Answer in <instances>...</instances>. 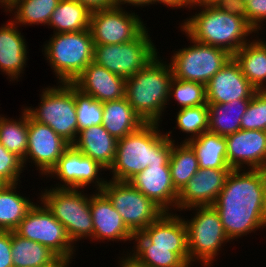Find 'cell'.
<instances>
[{"label":"cell","instance_id":"1","mask_svg":"<svg viewBox=\"0 0 266 267\" xmlns=\"http://www.w3.org/2000/svg\"><path fill=\"white\" fill-rule=\"evenodd\" d=\"M212 206L231 241L265 228L266 170L232 169Z\"/></svg>","mask_w":266,"mask_h":267},{"label":"cell","instance_id":"2","mask_svg":"<svg viewBox=\"0 0 266 267\" xmlns=\"http://www.w3.org/2000/svg\"><path fill=\"white\" fill-rule=\"evenodd\" d=\"M196 6L201 11L187 17L180 26L181 31L197 42L225 49L234 55L250 41L248 37L256 33L241 9L235 6H203L193 2L190 8L196 9Z\"/></svg>","mask_w":266,"mask_h":267},{"label":"cell","instance_id":"3","mask_svg":"<svg viewBox=\"0 0 266 267\" xmlns=\"http://www.w3.org/2000/svg\"><path fill=\"white\" fill-rule=\"evenodd\" d=\"M159 123H145L117 142L116 157L110 167L114 181L128 182L148 165H169L175 140L160 131Z\"/></svg>","mask_w":266,"mask_h":267},{"label":"cell","instance_id":"4","mask_svg":"<svg viewBox=\"0 0 266 267\" xmlns=\"http://www.w3.org/2000/svg\"><path fill=\"white\" fill-rule=\"evenodd\" d=\"M172 79L170 63L162 61L158 54L143 69L126 78L125 97L145 123L162 121Z\"/></svg>","mask_w":266,"mask_h":267},{"label":"cell","instance_id":"5","mask_svg":"<svg viewBox=\"0 0 266 267\" xmlns=\"http://www.w3.org/2000/svg\"><path fill=\"white\" fill-rule=\"evenodd\" d=\"M43 46L42 52L58 83H72L93 61L94 42L89 29L54 33Z\"/></svg>","mask_w":266,"mask_h":267},{"label":"cell","instance_id":"6","mask_svg":"<svg viewBox=\"0 0 266 267\" xmlns=\"http://www.w3.org/2000/svg\"><path fill=\"white\" fill-rule=\"evenodd\" d=\"M40 193V201L65 227L73 245L83 238L93 236V219L89 206V195L84 189L52 188ZM83 192V193H82ZM42 194V195H41Z\"/></svg>","mask_w":266,"mask_h":267},{"label":"cell","instance_id":"7","mask_svg":"<svg viewBox=\"0 0 266 267\" xmlns=\"http://www.w3.org/2000/svg\"><path fill=\"white\" fill-rule=\"evenodd\" d=\"M57 85L43 89L40 94L41 101L36 109L31 108L32 106L25 109L34 121L50 126L72 145L78 135L74 86L71 83Z\"/></svg>","mask_w":266,"mask_h":267},{"label":"cell","instance_id":"8","mask_svg":"<svg viewBox=\"0 0 266 267\" xmlns=\"http://www.w3.org/2000/svg\"><path fill=\"white\" fill-rule=\"evenodd\" d=\"M193 218L184 219L187 229V245L189 259L192 263L199 262L202 267H210L215 261L223 244L230 242L218 212L213 206L193 207Z\"/></svg>","mask_w":266,"mask_h":267},{"label":"cell","instance_id":"9","mask_svg":"<svg viewBox=\"0 0 266 267\" xmlns=\"http://www.w3.org/2000/svg\"><path fill=\"white\" fill-rule=\"evenodd\" d=\"M185 34L192 45L173 52L169 62L173 77L206 85L233 55L225 49L197 42Z\"/></svg>","mask_w":266,"mask_h":267},{"label":"cell","instance_id":"10","mask_svg":"<svg viewBox=\"0 0 266 267\" xmlns=\"http://www.w3.org/2000/svg\"><path fill=\"white\" fill-rule=\"evenodd\" d=\"M37 203L30 208L14 232L23 238L48 247L69 266L72 263L76 252L75 247L77 246L73 245L65 227L52 215L47 207L40 201Z\"/></svg>","mask_w":266,"mask_h":267},{"label":"cell","instance_id":"11","mask_svg":"<svg viewBox=\"0 0 266 267\" xmlns=\"http://www.w3.org/2000/svg\"><path fill=\"white\" fill-rule=\"evenodd\" d=\"M146 28L135 40L120 44H94L93 62L126 78L143 69L159 52Z\"/></svg>","mask_w":266,"mask_h":267},{"label":"cell","instance_id":"12","mask_svg":"<svg viewBox=\"0 0 266 267\" xmlns=\"http://www.w3.org/2000/svg\"><path fill=\"white\" fill-rule=\"evenodd\" d=\"M102 192L121 215L124 224L133 233L142 232L164 211L129 182L106 181Z\"/></svg>","mask_w":266,"mask_h":267},{"label":"cell","instance_id":"13","mask_svg":"<svg viewBox=\"0 0 266 267\" xmlns=\"http://www.w3.org/2000/svg\"><path fill=\"white\" fill-rule=\"evenodd\" d=\"M124 7L96 11L90 15L89 30L94 44H120L135 40L145 29L142 18Z\"/></svg>","mask_w":266,"mask_h":267},{"label":"cell","instance_id":"14","mask_svg":"<svg viewBox=\"0 0 266 267\" xmlns=\"http://www.w3.org/2000/svg\"><path fill=\"white\" fill-rule=\"evenodd\" d=\"M103 170L106 171L97 161L85 156L71 145L59 158L48 176L61 179L62 184L56 183L55 188L83 189L92 184L96 191H102L107 181L99 177L100 174L102 176Z\"/></svg>","mask_w":266,"mask_h":267},{"label":"cell","instance_id":"15","mask_svg":"<svg viewBox=\"0 0 266 267\" xmlns=\"http://www.w3.org/2000/svg\"><path fill=\"white\" fill-rule=\"evenodd\" d=\"M70 146L50 126L34 121L28 114L27 151L22 160L24 168L31 162L42 176H47Z\"/></svg>","mask_w":266,"mask_h":267},{"label":"cell","instance_id":"16","mask_svg":"<svg viewBox=\"0 0 266 267\" xmlns=\"http://www.w3.org/2000/svg\"><path fill=\"white\" fill-rule=\"evenodd\" d=\"M225 140L231 169H246L247 165V169L266 170V131L240 129Z\"/></svg>","mask_w":266,"mask_h":267},{"label":"cell","instance_id":"17","mask_svg":"<svg viewBox=\"0 0 266 267\" xmlns=\"http://www.w3.org/2000/svg\"><path fill=\"white\" fill-rule=\"evenodd\" d=\"M232 169H199L179 192L176 211L212 206Z\"/></svg>","mask_w":266,"mask_h":267},{"label":"cell","instance_id":"18","mask_svg":"<svg viewBox=\"0 0 266 267\" xmlns=\"http://www.w3.org/2000/svg\"><path fill=\"white\" fill-rule=\"evenodd\" d=\"M256 92L233 57L206 84L207 104L251 99Z\"/></svg>","mask_w":266,"mask_h":267},{"label":"cell","instance_id":"19","mask_svg":"<svg viewBox=\"0 0 266 267\" xmlns=\"http://www.w3.org/2000/svg\"><path fill=\"white\" fill-rule=\"evenodd\" d=\"M128 182L164 212L175 211L179 192L172 183L169 165H148Z\"/></svg>","mask_w":266,"mask_h":267},{"label":"cell","instance_id":"20","mask_svg":"<svg viewBox=\"0 0 266 267\" xmlns=\"http://www.w3.org/2000/svg\"><path fill=\"white\" fill-rule=\"evenodd\" d=\"M89 206L93 219L94 241H133L134 234L127 228L112 202L102 191L89 194Z\"/></svg>","mask_w":266,"mask_h":267},{"label":"cell","instance_id":"21","mask_svg":"<svg viewBox=\"0 0 266 267\" xmlns=\"http://www.w3.org/2000/svg\"><path fill=\"white\" fill-rule=\"evenodd\" d=\"M71 84L82 93L102 103L125 97L126 79L111 73L93 61Z\"/></svg>","mask_w":266,"mask_h":267},{"label":"cell","instance_id":"22","mask_svg":"<svg viewBox=\"0 0 266 267\" xmlns=\"http://www.w3.org/2000/svg\"><path fill=\"white\" fill-rule=\"evenodd\" d=\"M153 247L173 248L189 266L187 229L183 217L173 212H164L141 232Z\"/></svg>","mask_w":266,"mask_h":267},{"label":"cell","instance_id":"23","mask_svg":"<svg viewBox=\"0 0 266 267\" xmlns=\"http://www.w3.org/2000/svg\"><path fill=\"white\" fill-rule=\"evenodd\" d=\"M18 27L12 20L0 27V71L17 82L28 59L26 40Z\"/></svg>","mask_w":266,"mask_h":267},{"label":"cell","instance_id":"24","mask_svg":"<svg viewBox=\"0 0 266 267\" xmlns=\"http://www.w3.org/2000/svg\"><path fill=\"white\" fill-rule=\"evenodd\" d=\"M117 142L103 125H96L79 131L72 146L97 161L107 171L115 161Z\"/></svg>","mask_w":266,"mask_h":267},{"label":"cell","instance_id":"25","mask_svg":"<svg viewBox=\"0 0 266 267\" xmlns=\"http://www.w3.org/2000/svg\"><path fill=\"white\" fill-rule=\"evenodd\" d=\"M13 267H68L44 245L23 238L11 231Z\"/></svg>","mask_w":266,"mask_h":267},{"label":"cell","instance_id":"26","mask_svg":"<svg viewBox=\"0 0 266 267\" xmlns=\"http://www.w3.org/2000/svg\"><path fill=\"white\" fill-rule=\"evenodd\" d=\"M145 122L134 111L126 97L103 102V122L105 130L117 140L138 130Z\"/></svg>","mask_w":266,"mask_h":267},{"label":"cell","instance_id":"27","mask_svg":"<svg viewBox=\"0 0 266 267\" xmlns=\"http://www.w3.org/2000/svg\"><path fill=\"white\" fill-rule=\"evenodd\" d=\"M233 58L239 64L242 74L257 91L266 90V41L252 39L240 48Z\"/></svg>","mask_w":266,"mask_h":267},{"label":"cell","instance_id":"28","mask_svg":"<svg viewBox=\"0 0 266 267\" xmlns=\"http://www.w3.org/2000/svg\"><path fill=\"white\" fill-rule=\"evenodd\" d=\"M250 99L230 103L207 104L209 110L208 131L226 137L240 130V122Z\"/></svg>","mask_w":266,"mask_h":267},{"label":"cell","instance_id":"29","mask_svg":"<svg viewBox=\"0 0 266 267\" xmlns=\"http://www.w3.org/2000/svg\"><path fill=\"white\" fill-rule=\"evenodd\" d=\"M187 143L193 148L200 169H231L227 162L225 137L206 131Z\"/></svg>","mask_w":266,"mask_h":267},{"label":"cell","instance_id":"30","mask_svg":"<svg viewBox=\"0 0 266 267\" xmlns=\"http://www.w3.org/2000/svg\"><path fill=\"white\" fill-rule=\"evenodd\" d=\"M17 185L6 184L0 190V231H14L35 204L29 197L17 193Z\"/></svg>","mask_w":266,"mask_h":267},{"label":"cell","instance_id":"31","mask_svg":"<svg viewBox=\"0 0 266 267\" xmlns=\"http://www.w3.org/2000/svg\"><path fill=\"white\" fill-rule=\"evenodd\" d=\"M133 240V244L136 243L134 250L128 254L147 267H191L173 252V248L153 247V243L141 232L134 234Z\"/></svg>","mask_w":266,"mask_h":267},{"label":"cell","instance_id":"32","mask_svg":"<svg viewBox=\"0 0 266 267\" xmlns=\"http://www.w3.org/2000/svg\"><path fill=\"white\" fill-rule=\"evenodd\" d=\"M91 12L73 0H60L53 11L48 27L54 33L79 32L89 29Z\"/></svg>","mask_w":266,"mask_h":267},{"label":"cell","instance_id":"33","mask_svg":"<svg viewBox=\"0 0 266 267\" xmlns=\"http://www.w3.org/2000/svg\"><path fill=\"white\" fill-rule=\"evenodd\" d=\"M169 167L172 183L178 192L200 169L196 154L187 142H181L180 145L173 143Z\"/></svg>","mask_w":266,"mask_h":267},{"label":"cell","instance_id":"34","mask_svg":"<svg viewBox=\"0 0 266 267\" xmlns=\"http://www.w3.org/2000/svg\"><path fill=\"white\" fill-rule=\"evenodd\" d=\"M60 0H16L7 12H14L12 21L17 25H47ZM14 19V20H13Z\"/></svg>","mask_w":266,"mask_h":267},{"label":"cell","instance_id":"35","mask_svg":"<svg viewBox=\"0 0 266 267\" xmlns=\"http://www.w3.org/2000/svg\"><path fill=\"white\" fill-rule=\"evenodd\" d=\"M28 141V112L22 109L19 119L0 115V143L22 160L26 156Z\"/></svg>","mask_w":266,"mask_h":267},{"label":"cell","instance_id":"36","mask_svg":"<svg viewBox=\"0 0 266 267\" xmlns=\"http://www.w3.org/2000/svg\"><path fill=\"white\" fill-rule=\"evenodd\" d=\"M208 121L209 110L207 104L178 110L176 126L180 132L182 131L190 136L185 138L183 142H188L208 131Z\"/></svg>","mask_w":266,"mask_h":267},{"label":"cell","instance_id":"37","mask_svg":"<svg viewBox=\"0 0 266 267\" xmlns=\"http://www.w3.org/2000/svg\"><path fill=\"white\" fill-rule=\"evenodd\" d=\"M170 98H174L177 105H180L179 109L207 104L206 85L173 77L169 100Z\"/></svg>","mask_w":266,"mask_h":267},{"label":"cell","instance_id":"38","mask_svg":"<svg viewBox=\"0 0 266 267\" xmlns=\"http://www.w3.org/2000/svg\"><path fill=\"white\" fill-rule=\"evenodd\" d=\"M78 132L103 122V103L74 87Z\"/></svg>","mask_w":266,"mask_h":267},{"label":"cell","instance_id":"39","mask_svg":"<svg viewBox=\"0 0 266 267\" xmlns=\"http://www.w3.org/2000/svg\"><path fill=\"white\" fill-rule=\"evenodd\" d=\"M240 129L266 131V90L257 91L250 99Z\"/></svg>","mask_w":266,"mask_h":267},{"label":"cell","instance_id":"40","mask_svg":"<svg viewBox=\"0 0 266 267\" xmlns=\"http://www.w3.org/2000/svg\"><path fill=\"white\" fill-rule=\"evenodd\" d=\"M24 169L22 159L15 153L9 152L0 143V178L7 184L21 182V173Z\"/></svg>","mask_w":266,"mask_h":267},{"label":"cell","instance_id":"41","mask_svg":"<svg viewBox=\"0 0 266 267\" xmlns=\"http://www.w3.org/2000/svg\"><path fill=\"white\" fill-rule=\"evenodd\" d=\"M247 23L259 34L266 20V0H249L242 8Z\"/></svg>","mask_w":266,"mask_h":267},{"label":"cell","instance_id":"42","mask_svg":"<svg viewBox=\"0 0 266 267\" xmlns=\"http://www.w3.org/2000/svg\"><path fill=\"white\" fill-rule=\"evenodd\" d=\"M0 267H13L11 231H0Z\"/></svg>","mask_w":266,"mask_h":267},{"label":"cell","instance_id":"43","mask_svg":"<svg viewBox=\"0 0 266 267\" xmlns=\"http://www.w3.org/2000/svg\"><path fill=\"white\" fill-rule=\"evenodd\" d=\"M85 6L91 13L116 6L114 0H73Z\"/></svg>","mask_w":266,"mask_h":267},{"label":"cell","instance_id":"44","mask_svg":"<svg viewBox=\"0 0 266 267\" xmlns=\"http://www.w3.org/2000/svg\"><path fill=\"white\" fill-rule=\"evenodd\" d=\"M157 3H163V5H167L168 7H171L172 9H178V8H189L193 3V0H151V5Z\"/></svg>","mask_w":266,"mask_h":267},{"label":"cell","instance_id":"45","mask_svg":"<svg viewBox=\"0 0 266 267\" xmlns=\"http://www.w3.org/2000/svg\"><path fill=\"white\" fill-rule=\"evenodd\" d=\"M118 262V265H120L118 267H147L146 265L138 262L131 254L128 255V253L124 255V257L122 256Z\"/></svg>","mask_w":266,"mask_h":267},{"label":"cell","instance_id":"46","mask_svg":"<svg viewBox=\"0 0 266 267\" xmlns=\"http://www.w3.org/2000/svg\"><path fill=\"white\" fill-rule=\"evenodd\" d=\"M234 0H193L196 5L203 6H233Z\"/></svg>","mask_w":266,"mask_h":267},{"label":"cell","instance_id":"47","mask_svg":"<svg viewBox=\"0 0 266 267\" xmlns=\"http://www.w3.org/2000/svg\"><path fill=\"white\" fill-rule=\"evenodd\" d=\"M116 6L122 7L123 5L127 4L129 6H134V7H142L143 6H149L151 4V0H114ZM122 5V6H121Z\"/></svg>","mask_w":266,"mask_h":267},{"label":"cell","instance_id":"48","mask_svg":"<svg viewBox=\"0 0 266 267\" xmlns=\"http://www.w3.org/2000/svg\"><path fill=\"white\" fill-rule=\"evenodd\" d=\"M249 0H234L233 6L237 7L238 9H241Z\"/></svg>","mask_w":266,"mask_h":267},{"label":"cell","instance_id":"49","mask_svg":"<svg viewBox=\"0 0 266 267\" xmlns=\"http://www.w3.org/2000/svg\"><path fill=\"white\" fill-rule=\"evenodd\" d=\"M16 0H6V12L9 9L10 5L13 4Z\"/></svg>","mask_w":266,"mask_h":267},{"label":"cell","instance_id":"50","mask_svg":"<svg viewBox=\"0 0 266 267\" xmlns=\"http://www.w3.org/2000/svg\"><path fill=\"white\" fill-rule=\"evenodd\" d=\"M7 183L0 178V190L6 185Z\"/></svg>","mask_w":266,"mask_h":267},{"label":"cell","instance_id":"51","mask_svg":"<svg viewBox=\"0 0 266 267\" xmlns=\"http://www.w3.org/2000/svg\"><path fill=\"white\" fill-rule=\"evenodd\" d=\"M0 5L4 7L3 9L6 11V0H0Z\"/></svg>","mask_w":266,"mask_h":267}]
</instances>
